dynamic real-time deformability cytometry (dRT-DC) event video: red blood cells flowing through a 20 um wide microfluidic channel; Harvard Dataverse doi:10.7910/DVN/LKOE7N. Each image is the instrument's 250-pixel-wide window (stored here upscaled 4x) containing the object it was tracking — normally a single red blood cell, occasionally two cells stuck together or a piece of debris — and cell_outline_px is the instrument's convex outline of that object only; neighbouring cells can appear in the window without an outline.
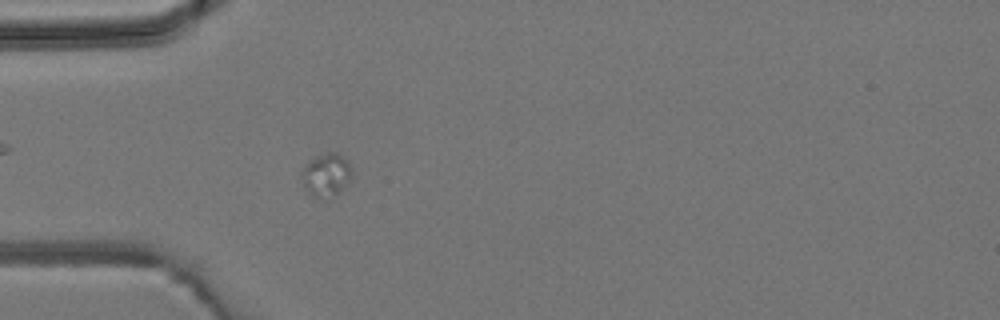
{"species": "common noctule bat (a hibernating species)", "species_latin": "Nyctalus noctula", "temperature_condition": "room temperature", "stored_images_in_passage": 4, "camera_frame_rate_fps": 3000, "um_per_image_px": 0.085, "animal": {"sex": "male", "body_mass_g": 19.2, "forearm_length_mm": 51.8}, "frame": {"image": 1, "passage_image": 4, "time_ms": 4.0, "image_size_px": [1000, 320], "cell_outline_px": [[352, 176], [328, 200], [320, 200], [312, 196], [308, 192], [300, 176], [300, 172], [316, 156], [328, 152], [336, 152], [348, 160], [352, 168]], "centroid_in_image_um": [27.72, 14.88], "position_along_channel_um": 57.3, "area_um2": 12.48}}